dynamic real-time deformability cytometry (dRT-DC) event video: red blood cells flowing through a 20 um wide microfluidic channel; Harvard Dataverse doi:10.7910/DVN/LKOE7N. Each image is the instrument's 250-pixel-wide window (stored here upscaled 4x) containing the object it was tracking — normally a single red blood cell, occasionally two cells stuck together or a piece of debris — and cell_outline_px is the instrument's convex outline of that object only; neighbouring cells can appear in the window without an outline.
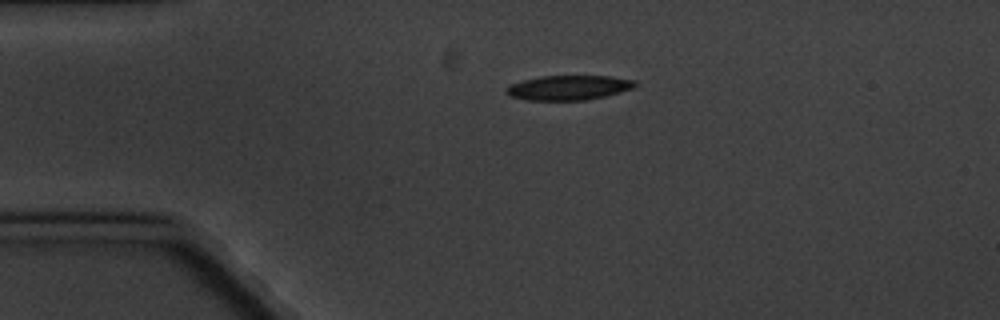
{"species": "common noctule bat (a hibernating species)", "species_latin": "Nyctalus noctula", "temperature_condition": "cold", "stored_images_in_passage": 2, "camera_frame_rate_fps": 3000, "um_per_image_px": 0.085, "animal": {"sex": "male", "body_mass_g": 20.1, "forearm_length_mm": 53.5}, "frame": {"image": 1, "passage_image": 1, "time_ms": 0.0, "image_size_px": [1000, 320], "cell_outline_px": [[640, 84], [636, 88], [604, 96], [584, 100], [528, 100], [508, 96], [508, 88], [512, 84], [524, 80], [540, 76], [608, 76], [636, 80]], "centroid_in_image_um": [48.42, 7.45], "position_along_channel_um": 36.6, "area_um2": 18.44}}